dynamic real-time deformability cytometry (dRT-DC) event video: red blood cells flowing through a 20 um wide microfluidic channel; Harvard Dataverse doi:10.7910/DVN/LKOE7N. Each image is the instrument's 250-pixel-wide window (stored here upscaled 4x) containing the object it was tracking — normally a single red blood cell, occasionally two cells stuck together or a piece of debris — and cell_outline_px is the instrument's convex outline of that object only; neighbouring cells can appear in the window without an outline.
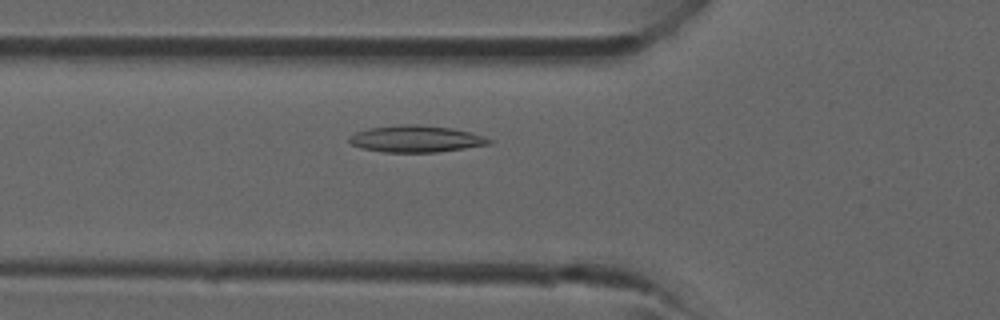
{"species": "common noctule bat (a hibernating species)", "species_latin": "Nyctalus noctula", "temperature_condition": "room temperature", "stored_images_in_passage": 41, "camera_frame_rate_fps": 3000, "um_per_image_px": 0.085, "animal": {"sex": "male", "forearm_length_mm": 52.5}, "frame": {"image": 1, "passage_image": 14, "time_ms": 4.333, "image_size_px": [1000, 320], "cell_outline_px": [[492, 144], [436, 152], [384, 152], [360, 148], [352, 144], [348, 140], [348, 136], [356, 132], [368, 128], [400, 124], [416, 124], [452, 128], [472, 132], [484, 136], [492, 140]], "centroid_in_image_um": [35.35, 11.8], "position_along_channel_um": 90.4, "area_um2": 21.91}}
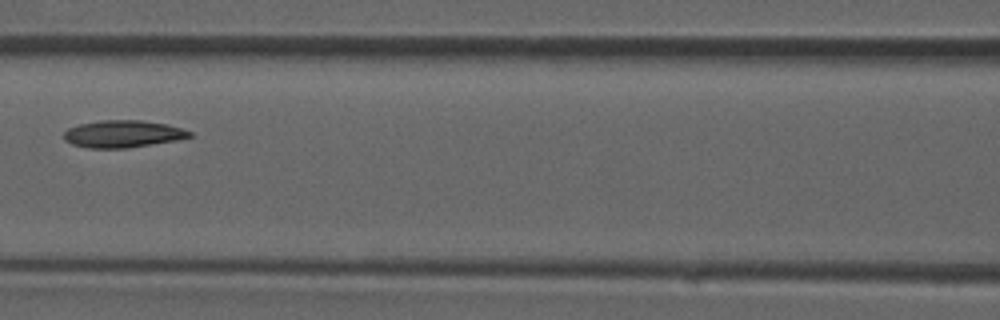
{"frame": {"image": 2, "passage_image": 18, "time_ms": 5.667, "image_size_px": [1000, 320], "cell_outline_px": [[192, 136], [176, 140], [124, 148], [88, 148], [72, 144], [64, 140], [64, 132], [68, 128], [80, 124], [100, 120], [140, 120], [168, 124], [192, 132]], "centroid_in_image_um": [10.42, 11.37], "position_along_channel_um": 156.2, "area_um2": 19.77}}
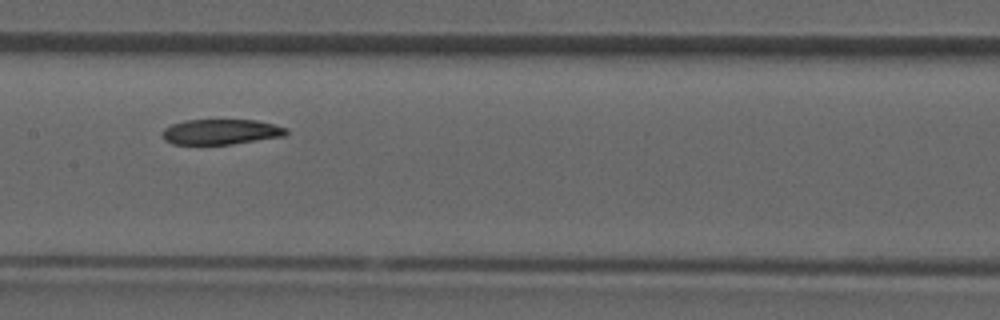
{"frame": {"image": 3, "passage_image": 20, "time_ms": 6.333, "image_size_px": [1000, 320], "cell_outline_px": [[288, 132], [284, 136], [232, 144], [172, 144], [164, 140], [164, 128], [172, 124], [184, 120], [256, 120], [288, 128]], "centroid_in_image_um": [18.79, 11.2], "position_along_channel_um": 188.6, "area_um2": 18.15}}